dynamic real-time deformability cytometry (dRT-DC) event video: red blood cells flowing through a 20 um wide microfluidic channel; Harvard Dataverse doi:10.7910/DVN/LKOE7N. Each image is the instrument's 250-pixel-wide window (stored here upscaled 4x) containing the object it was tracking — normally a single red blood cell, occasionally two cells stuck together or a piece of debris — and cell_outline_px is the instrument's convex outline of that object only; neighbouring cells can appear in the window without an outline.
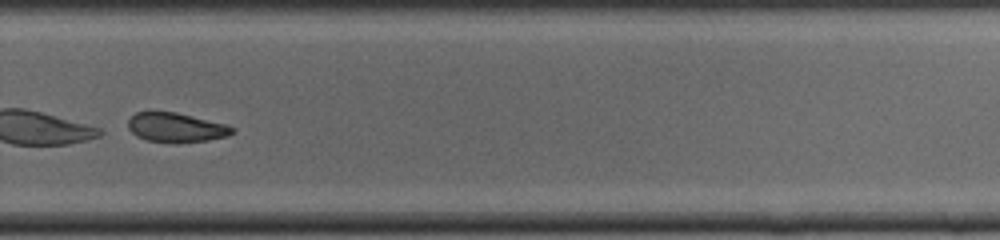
{"species": "common noctule bat (a hibernating species)", "species_latin": "Nyctalus noctula", "temperature_condition": "cold", "stored_images_in_passage": 33, "camera_frame_rate_fps": 3000, "um_per_image_px": 0.085, "animal": {"sex": "male", "body_mass_g": 19.0, "forearm_length_mm": 50.8}, "frame": {"image": 1, "passage_image": 24, "time_ms": 7.667, "image_size_px": [1000, 240], "cell_outline_px": [[236, 132], [228, 136], [208, 140], [148, 140], [136, 136], [128, 128], [128, 120], [136, 112], [176, 112], [228, 124], [236, 128]], "centroid_in_image_um": [15.02, 10.79], "position_along_channel_um": 314.8, "area_um2": 17.28}}